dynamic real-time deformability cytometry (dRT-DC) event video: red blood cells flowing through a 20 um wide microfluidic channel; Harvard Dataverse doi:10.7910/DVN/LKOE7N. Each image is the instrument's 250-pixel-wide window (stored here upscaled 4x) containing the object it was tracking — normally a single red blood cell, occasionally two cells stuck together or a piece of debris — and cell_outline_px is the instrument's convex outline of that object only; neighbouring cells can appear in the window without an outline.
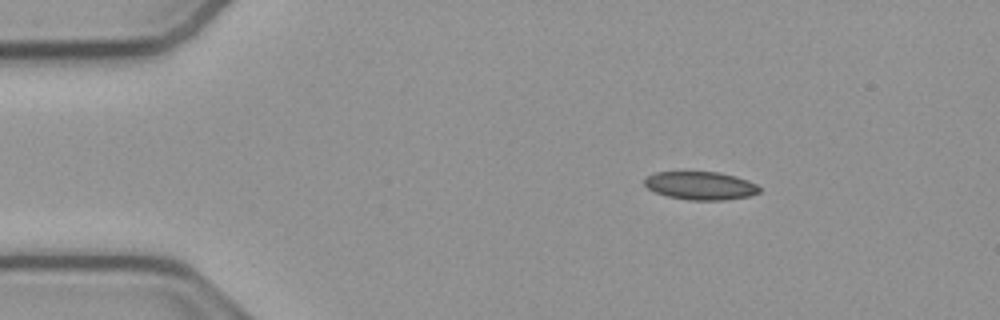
{"species": "common noctule bat (a hibernating species)", "species_latin": "Nyctalus noctula", "temperature_condition": "cold", "stored_images_in_passage": 46, "camera_frame_rate_fps": 3000, "um_per_image_px": 0.085, "animal": {"sex": "male", "body_mass_g": 23.1, "forearm_length_mm": 52.7}, "frame": {"image": 1, "passage_image": 1, "time_ms": 0.0, "image_size_px": [1000, 320], "cell_outline_px": [[760, 192], [748, 196], [724, 200], [688, 200], [668, 196], [656, 192], [648, 188], [644, 184], [644, 180], [648, 176], [656, 172], [720, 172], [736, 176], [748, 180], [756, 184], [760, 188]], "centroid_in_image_um": [59.56, 15.78], "position_along_channel_um": 25.4, "area_um2": 18.79}}
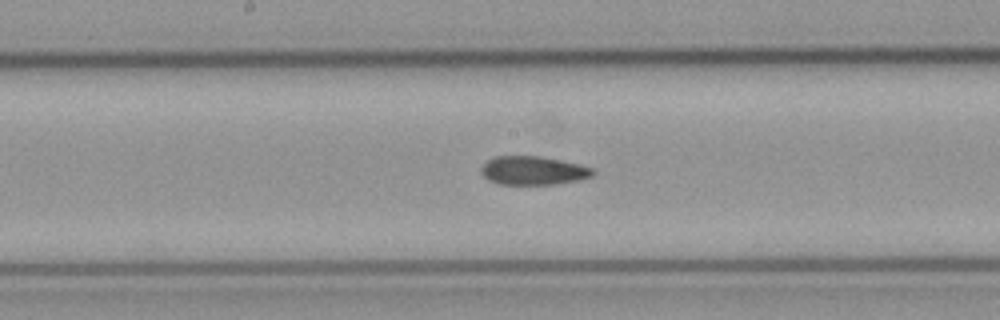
{"frame": {"image": 2, "passage_image": 20, "time_ms": 6.333, "image_size_px": [1000, 320], "cell_outline_px": [[596, 172], [592, 176], [580, 180], [556, 184], [500, 184], [488, 180], [480, 172], [480, 168], [488, 160], [496, 156], [540, 156], [560, 160], [592, 168]], "centroid_in_image_um": [45.31, 14.5], "position_along_channel_um": 202.9, "area_um2": 18.55}}
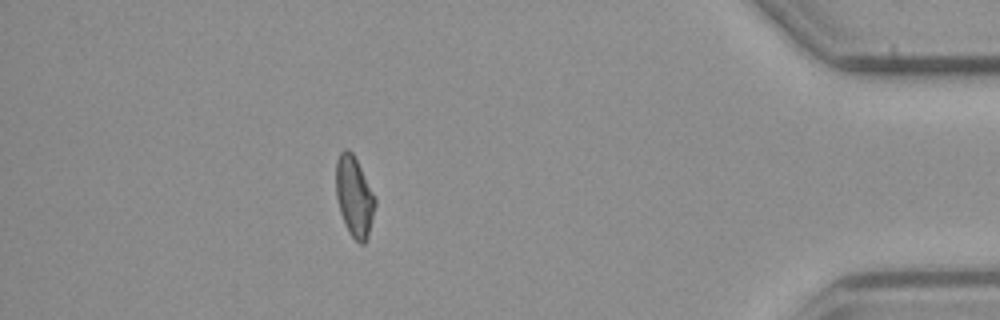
{"frame": {"image": 3, "passage_image": 40, "time_ms": 13.0, "image_size_px": [1000, 320], "cell_outline_px": [[376, 204], [368, 236], [364, 244], [360, 244], [348, 232], [340, 212], [336, 196], [336, 160], [340, 152], [344, 148], [348, 148], [352, 152], [376, 196]], "centroid_in_image_um": [30.11, 16.69], "position_along_channel_um": 405.1, "area_um2": 18.44}, "authors_computed_cell_mechanics": {"area_um2": 18.9584, "velocity_mm_per_s": 3.8075, "shape_relaxation_time_tau1_ms": null, "shape_relaxation_time_tau2_ms": 3.8384, "deformation_change_tau1": null, "deformation_change_tau2": 0.0995}}